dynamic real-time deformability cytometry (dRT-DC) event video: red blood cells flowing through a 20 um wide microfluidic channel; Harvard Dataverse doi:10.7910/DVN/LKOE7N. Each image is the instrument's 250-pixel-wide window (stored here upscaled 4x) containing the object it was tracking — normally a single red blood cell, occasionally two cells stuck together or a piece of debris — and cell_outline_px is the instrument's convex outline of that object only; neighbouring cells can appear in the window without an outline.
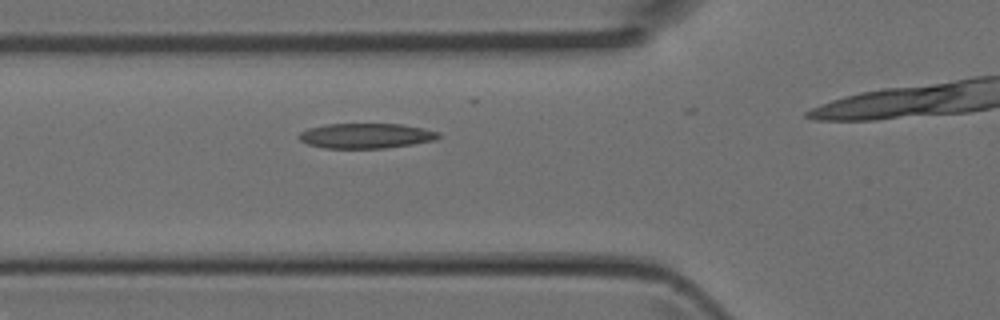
{"species": "Egyptian fruit bat (a non-hibernating species)", "species_latin": "Rousettus aegyptiacus", "temperature_condition": "room temperature", "stored_images_in_passage": 15, "camera_frame_rate_fps": 3000, "um_per_image_px": 0.085, "animal": {"sex": "female"}, "frame": {"image": 1, "passage_image": 9, "time_ms": 2.667, "image_size_px": [1000, 320], "cell_outline_px": [[440, 136], [436, 140], [412, 144], [384, 148], [324, 148], [308, 144], [300, 140], [296, 136], [300, 132], [308, 128], [328, 124], [404, 124], [440, 132]], "centroid_in_image_um": [31.1, 11.54], "position_along_channel_um": 94.7, "area_um2": 20.4}}
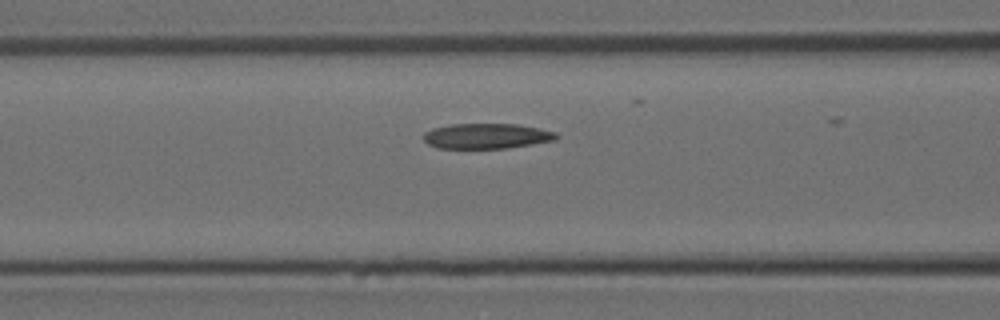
{"frame": {"image": 2, "passage_image": 11, "time_ms": 3.333, "image_size_px": [1000, 320], "cell_outline_px": [[560, 136], [556, 140], [508, 148], [436, 148], [428, 144], [424, 140], [424, 132], [432, 128], [452, 124], [516, 124], [540, 128], [556, 132]], "centroid_in_image_um": [41.38, 11.56], "position_along_channel_um": 125.2, "area_um2": 19.65}}